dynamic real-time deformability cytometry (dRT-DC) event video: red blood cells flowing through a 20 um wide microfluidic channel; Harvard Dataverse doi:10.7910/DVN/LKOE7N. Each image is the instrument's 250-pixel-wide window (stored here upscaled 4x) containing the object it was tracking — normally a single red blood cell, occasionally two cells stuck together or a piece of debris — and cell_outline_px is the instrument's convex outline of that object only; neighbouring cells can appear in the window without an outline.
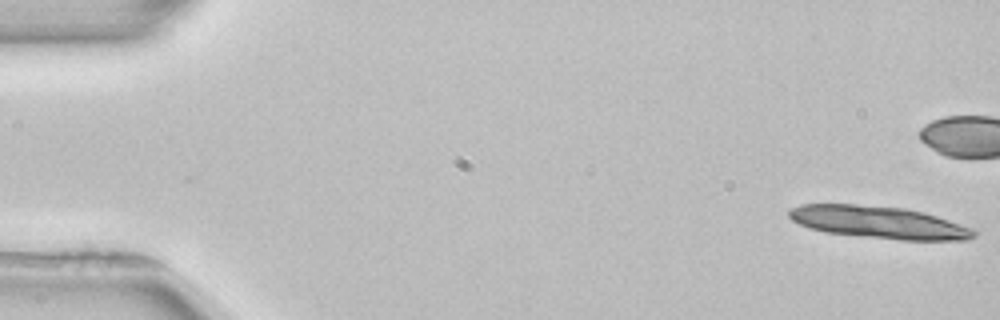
{"species": "common noctule bat (a hibernating species)", "species_latin": "Nyctalus noctula", "temperature_condition": "room temperature", "stored_images_in_passage": 7, "camera_frame_rate_fps": 3000, "um_per_image_px": 0.085, "animal": {"sex": "female", "body_mass_g": 22.7, "forearm_length_mm": 54.2}, "frame": {"image": 1, "passage_image": 1, "time_ms": 0.0, "image_size_px": [1000, 320], "cell_outline_px": [[976, 236], [968, 240], [900, 240], [824, 232], [808, 228], [792, 220], [788, 216], [788, 208], [800, 204], [856, 204], [904, 208], [924, 212], [972, 228], [976, 232]], "centroid_in_image_um": [74.66, 18.89], "position_along_channel_um": 10.3, "area_um2": 34.91}}